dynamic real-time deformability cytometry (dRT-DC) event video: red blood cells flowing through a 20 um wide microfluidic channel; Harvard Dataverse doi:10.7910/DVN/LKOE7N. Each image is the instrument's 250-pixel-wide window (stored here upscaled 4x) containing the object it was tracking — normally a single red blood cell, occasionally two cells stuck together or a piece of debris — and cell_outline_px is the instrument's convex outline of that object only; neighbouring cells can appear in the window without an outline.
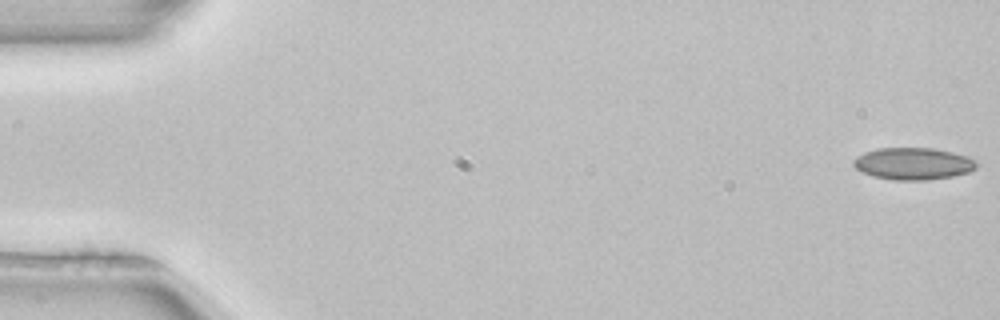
{"species": "common noctule bat (a hibernating species)", "species_latin": "Nyctalus noctula", "temperature_condition": "room temperature", "stored_images_in_passage": 52, "camera_frame_rate_fps": 3000, "um_per_image_px": 0.085, "animal": {"sex": "female", "body_mass_g": 22.7, "forearm_length_mm": 54.2}, "frame": {"image": 1, "passage_image": 1, "time_ms": 0.0, "image_size_px": [1000, 320], "cell_outline_px": [[976, 168], [968, 172], [952, 176], [928, 180], [892, 180], [872, 176], [860, 172], [852, 164], [852, 160], [856, 156], [864, 152], [876, 148], [932, 148], [952, 152], [968, 156], [976, 160]], "centroid_in_image_um": [77.57, 13.91], "position_along_channel_um": 7.4, "area_um2": 23.18}}
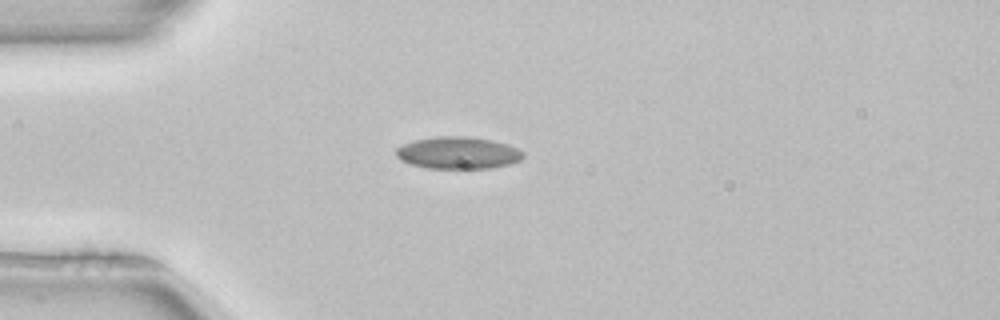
{"frame": {"image": 2, "passage_image": 14, "time_ms": 4.333, "image_size_px": [1000, 320], "cell_outline_px": [[524, 156], [520, 160], [508, 164], [492, 168], [428, 168], [412, 164], [400, 160], [396, 156], [396, 148], [404, 144], [416, 140], [436, 136], [464, 136], [492, 140], [508, 144], [524, 152]], "centroid_in_image_um": [38.94, 12.99], "position_along_channel_um": 46.1, "area_um2": 23.64}}
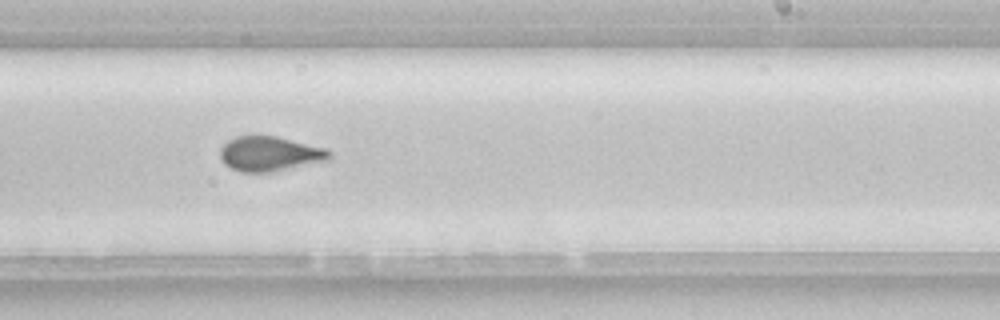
{"frame": {"image": 3, "passage_image": 32, "time_ms": 10.333, "image_size_px": [1000, 320], "cell_outline_px": [[332, 156], [328, 160], [268, 172], [240, 172], [224, 164], [220, 160], [220, 148], [228, 140], [236, 136], [276, 136], [324, 148], [332, 152]], "centroid_in_image_um": [22.89, 13.07], "position_along_channel_um": 266.1, "area_um2": 21.91}, "authors_computed_cell_mechanics": {"area_um2": 22.831, "velocity_mm_per_s": 3.965, "shape_relaxation_time_tau1_ms": null, "shape_relaxation_time_tau2_ms": 1.4237, "deformation_change_tau1": null, "deformation_change_tau2": 0.0453}}